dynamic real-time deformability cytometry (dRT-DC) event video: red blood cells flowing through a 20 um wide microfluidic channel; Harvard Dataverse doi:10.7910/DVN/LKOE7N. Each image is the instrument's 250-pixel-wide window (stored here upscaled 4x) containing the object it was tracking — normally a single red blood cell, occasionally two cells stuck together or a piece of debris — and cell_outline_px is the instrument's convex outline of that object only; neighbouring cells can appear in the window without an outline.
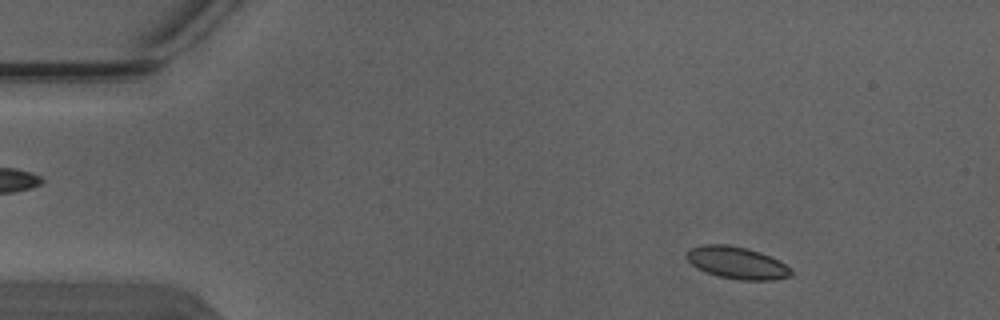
{"species": "Egyptian fruit bat (a non-hibernating species)", "species_latin": "Rousettus aegyptiacus", "temperature_condition": "warm", "stored_images_in_passage": 2, "camera_frame_rate_fps": 3000, "um_per_image_px": 0.085, "animal": {"sex": "male"}, "frame": {"image": 1, "passage_image": 1, "time_ms": 0.0, "image_size_px": [1000, 320], "cell_outline_px": [[792, 276], [772, 280], [740, 280], [720, 276], [696, 268], [684, 256], [684, 252], [688, 248], [700, 244], [728, 244], [760, 252], [784, 264], [792, 272]], "centroid_in_image_um": [62.56, 22.32], "position_along_channel_um": 22.4, "area_um2": 19.48}}